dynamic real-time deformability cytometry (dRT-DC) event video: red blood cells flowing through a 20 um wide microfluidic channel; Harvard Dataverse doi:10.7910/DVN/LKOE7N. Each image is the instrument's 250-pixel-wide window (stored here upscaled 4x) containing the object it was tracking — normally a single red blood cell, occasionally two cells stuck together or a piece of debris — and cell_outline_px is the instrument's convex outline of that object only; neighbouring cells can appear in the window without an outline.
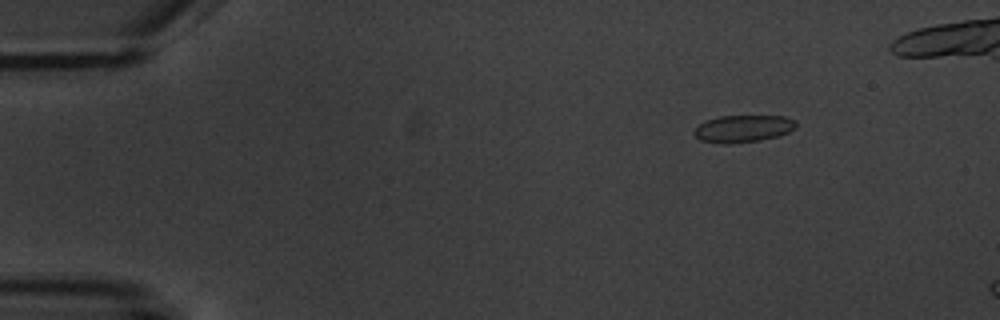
{"species": "common noctule bat (a hibernating species)", "species_latin": "Nyctalus noctula", "temperature_condition": "warm", "stored_images_in_passage": 4, "camera_frame_rate_fps": 3000, "um_per_image_px": 0.085, "animal": {"sex": "male", "body_mass_g": 20.1, "forearm_length_mm": 53.5}, "frame": {"image": 1, "passage_image": 2, "time_ms": 1.667, "image_size_px": [1000, 320], "cell_outline_px": [[796, 128], [780, 136], [760, 140], [728, 144], [720, 144], [700, 140], [692, 132], [704, 120], [720, 116], [784, 116], [796, 120]], "centroid_in_image_um": [63.17, 10.94], "position_along_channel_um": 21.8, "area_um2": 16.3}}